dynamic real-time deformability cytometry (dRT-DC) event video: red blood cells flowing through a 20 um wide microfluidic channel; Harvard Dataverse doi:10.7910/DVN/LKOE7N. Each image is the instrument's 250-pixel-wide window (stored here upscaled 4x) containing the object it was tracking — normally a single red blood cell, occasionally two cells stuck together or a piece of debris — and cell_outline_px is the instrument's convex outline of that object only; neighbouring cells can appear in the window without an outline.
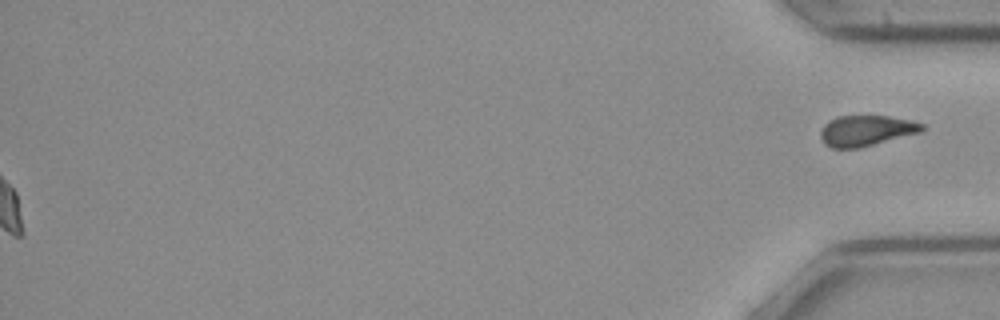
{"species": "common noctule bat (a hibernating species)", "species_latin": "Nyctalus noctula", "temperature_condition": "cold", "stored_images_in_passage": 53, "segment_of_instrument_passage": [2, 2], "camera_frame_rate_fps": 3000, "um_per_image_px": 0.085, "animal": {"sex": "female", "body_mass_g": 21.9}, "frame": {"image": 1, "passage_image": 53, "time_ms": 17.333, "image_size_px": [1000, 320], "cell_outline_px": [[928, 128], [920, 132], [860, 148], [832, 148], [824, 144], [820, 136], [820, 132], [824, 124], [828, 120], [836, 116], [888, 116], [908, 120], [924, 124]], "centroid_in_image_um": [73.61, 11.1], "position_along_channel_um": 361.6, "area_um2": 18.21}}